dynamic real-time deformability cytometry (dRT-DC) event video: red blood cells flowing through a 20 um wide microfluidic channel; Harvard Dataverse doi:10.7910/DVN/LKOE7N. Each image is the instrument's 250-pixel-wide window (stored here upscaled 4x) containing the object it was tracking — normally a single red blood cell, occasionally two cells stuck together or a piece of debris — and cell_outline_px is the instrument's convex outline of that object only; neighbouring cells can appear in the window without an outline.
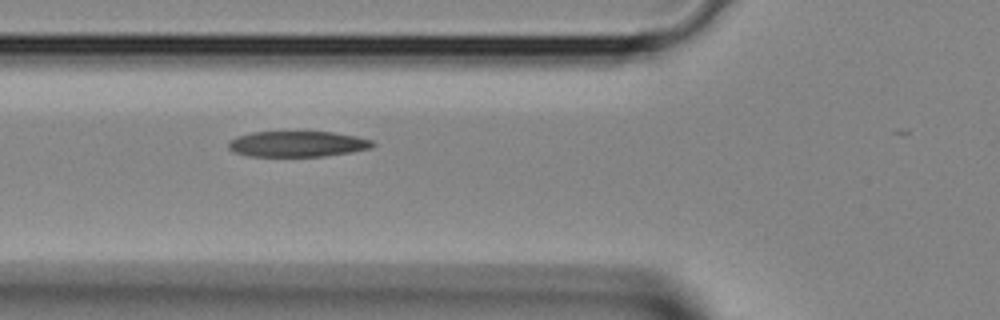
{"species": "Egyptian fruit bat (a non-hibernating species)", "species_latin": "Rousettus aegyptiacus", "temperature_condition": "room temperature", "stored_images_in_passage": 3, "camera_frame_rate_fps": 3000, "um_per_image_px": 0.085, "animal": {"sex": "female"}, "frame": {"image": 1, "passage_image": 3, "time_ms": 0.667, "image_size_px": [1000, 320], "cell_outline_px": [[376, 144], [372, 148], [352, 152], [324, 156], [248, 156], [232, 152], [228, 148], [228, 140], [236, 136], [252, 132], [332, 132], [356, 136], [372, 140]], "centroid_in_image_um": [25.26, 12.24], "position_along_channel_um": 100.5, "area_um2": 21.79}}